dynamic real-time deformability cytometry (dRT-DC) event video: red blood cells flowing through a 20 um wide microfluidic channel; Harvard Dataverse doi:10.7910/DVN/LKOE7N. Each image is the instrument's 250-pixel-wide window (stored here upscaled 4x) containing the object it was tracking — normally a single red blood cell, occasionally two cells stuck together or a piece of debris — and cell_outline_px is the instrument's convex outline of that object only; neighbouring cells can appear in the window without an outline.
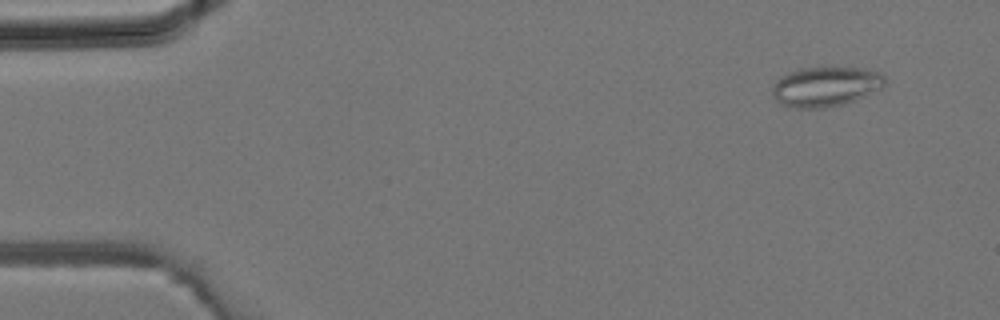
{"species": "common noctule bat (a hibernating species)", "species_latin": "Nyctalus noctula", "temperature_condition": "room temperature", "stored_images_in_passage": 36, "camera_frame_rate_fps": 3000, "um_per_image_px": 0.085, "animal": {"sex": "male", "body_mass_g": 19.2, "forearm_length_mm": 51.8}, "frame": {"image": 1, "passage_image": 3, "time_ms": 0.667, "image_size_px": [1000, 320], "cell_outline_px": [[884, 84], [880, 88], [852, 100], [840, 104], [824, 108], [796, 108], [780, 104], [772, 96], [772, 88], [776, 80], [788, 72], [800, 68], [860, 68], [876, 72], [884, 76]], "centroid_in_image_um": [70.08, 7.36], "position_along_channel_um": 14.9, "area_um2": 25.55}}
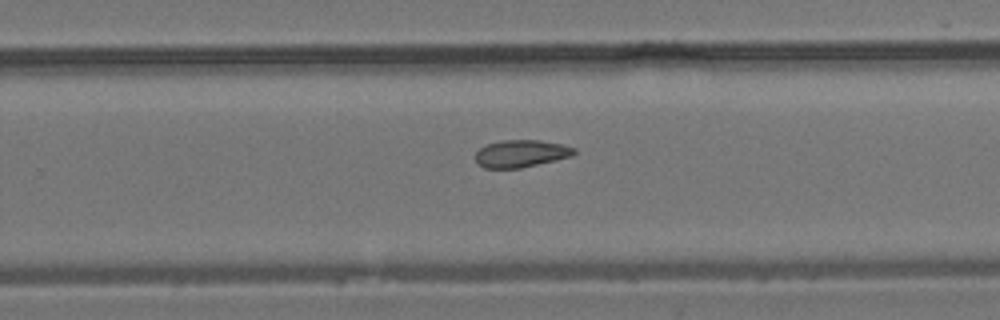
{"frame": {"image": 2, "passage_image": 24, "time_ms": 7.667, "image_size_px": [1000, 320], "cell_outline_px": [[576, 152], [572, 156], [556, 160], [520, 168], [484, 168], [476, 164], [476, 152], [484, 144], [500, 140], [540, 140], [564, 144], [576, 148]], "centroid_in_image_um": [44.28, 13.04], "position_along_channel_um": 285.5, "area_um2": 15.95}}
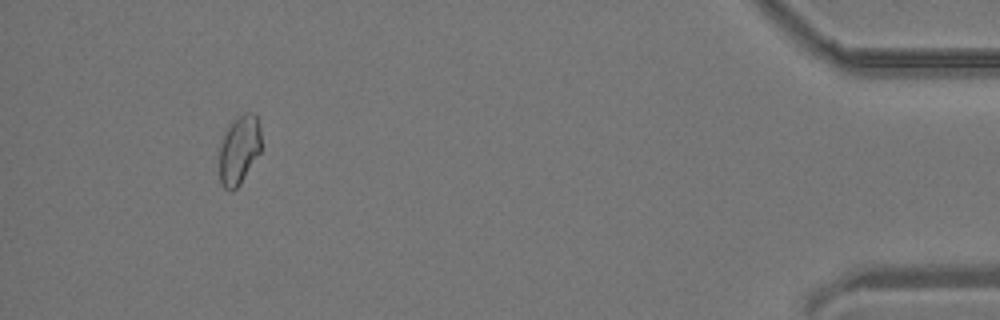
{"frame": {"image": 3, "passage_image": 35, "time_ms": 11.333, "image_size_px": [1000, 320], "cell_outline_px": [[260, 152], [240, 184], [232, 192], [224, 188], [220, 184], [220, 148], [224, 128], [236, 116], [248, 112], [256, 112], [260, 128]], "centroid_in_image_um": [20.31, 12.69], "position_along_channel_um": 414.9, "area_um2": 17.11}}